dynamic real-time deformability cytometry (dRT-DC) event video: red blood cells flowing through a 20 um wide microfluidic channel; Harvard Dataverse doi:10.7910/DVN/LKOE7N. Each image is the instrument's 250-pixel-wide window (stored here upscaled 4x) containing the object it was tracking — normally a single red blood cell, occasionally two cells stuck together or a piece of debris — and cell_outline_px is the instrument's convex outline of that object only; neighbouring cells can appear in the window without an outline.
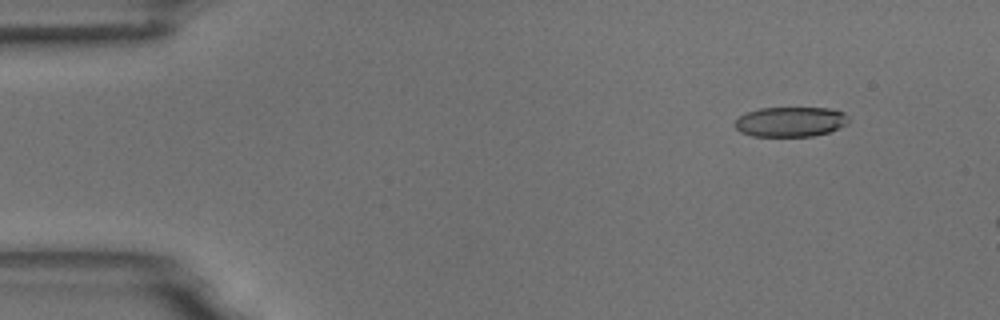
{"species": "common noctule bat (a hibernating species)", "species_latin": "Nyctalus noctula", "temperature_condition": "room temperature", "stored_images_in_passage": 7, "camera_frame_rate_fps": 3000, "um_per_image_px": 0.085, "animal": {"sex": "male", "body_mass_g": 18.8}, "frame": {"image": 1, "passage_image": 1, "time_ms": 0.0, "image_size_px": [1000, 320], "cell_outline_px": [[848, 124], [828, 132], [812, 136], [752, 136], [740, 132], [732, 124], [740, 116], [748, 112], [760, 108], [828, 108], [844, 112], [848, 116]], "centroid_in_image_um": [67.18, 10.35], "position_along_channel_um": 17.8, "area_um2": 19.83}}